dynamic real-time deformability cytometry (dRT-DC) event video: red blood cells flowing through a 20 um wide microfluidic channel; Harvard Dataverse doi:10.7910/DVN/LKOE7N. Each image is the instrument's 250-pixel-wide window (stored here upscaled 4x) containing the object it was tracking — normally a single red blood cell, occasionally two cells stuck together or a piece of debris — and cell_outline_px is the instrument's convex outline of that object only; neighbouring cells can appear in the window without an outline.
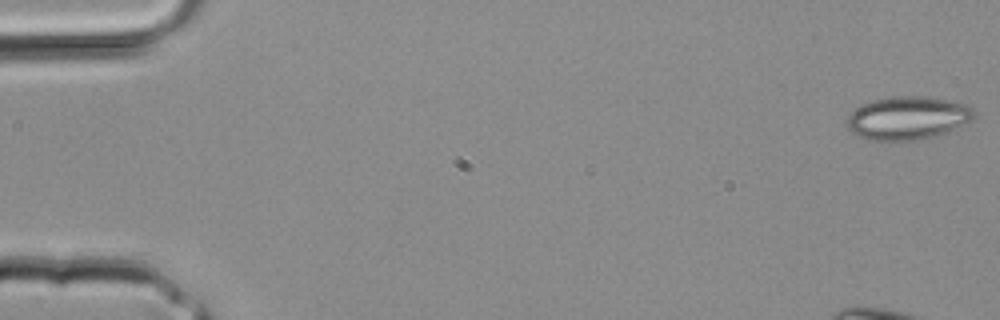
{"species": "common noctule bat (a hibernating species)", "species_latin": "Nyctalus noctula", "temperature_condition": "room temperature", "stored_images_in_passage": 4, "camera_frame_rate_fps": 3000, "um_per_image_px": 0.085, "animal": {"sex": "male", "body_mass_g": 20.4}, "frame": {"image": 1, "passage_image": 1, "time_ms": 0.0, "image_size_px": [1000, 320], "cell_outline_px": [[972, 120], [936, 136], [912, 140], [868, 140], [852, 132], [848, 128], [848, 116], [856, 108], [864, 104], [876, 100], [900, 96], [924, 96], [952, 100], [968, 104], [972, 108]], "centroid_in_image_um": [77.17, 10.02], "position_along_channel_um": 7.8, "area_um2": 31.44}}